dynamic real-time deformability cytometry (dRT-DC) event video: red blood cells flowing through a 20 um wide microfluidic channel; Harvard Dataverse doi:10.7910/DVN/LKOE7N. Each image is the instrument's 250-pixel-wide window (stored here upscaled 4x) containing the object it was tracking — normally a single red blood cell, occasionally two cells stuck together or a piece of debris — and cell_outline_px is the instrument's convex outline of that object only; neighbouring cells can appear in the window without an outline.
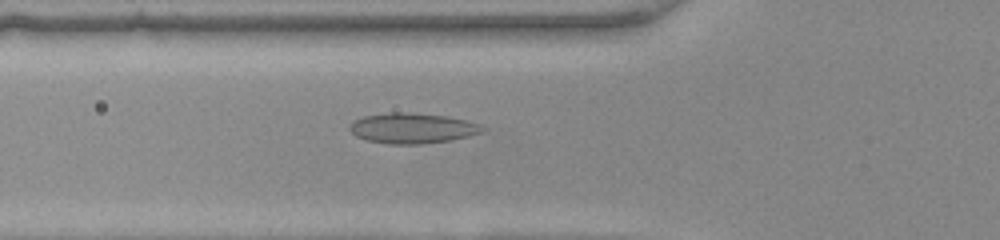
{"species": "common noctule bat (a hibernating species)", "species_latin": "Nyctalus noctula", "temperature_condition": "warm", "stored_images_in_passage": 39, "camera_frame_rate_fps": 3000, "um_per_image_px": 0.085, "animal": {"sex": "female", "body_mass_g": 22.0, "forearm_length_mm": 56.7}, "frame": {"image": 1, "passage_image": 9, "time_ms": 2.667, "image_size_px": [1000, 240], "cell_outline_px": [[484, 132], [468, 136], [448, 140], [420, 144], [388, 144], [368, 140], [356, 136], [348, 128], [348, 124], [364, 116], [388, 112], [412, 112], [448, 116], [468, 120], [480, 124], [484, 128]], "centroid_in_image_um": [35.06, 10.88], "position_along_channel_um": 90.7, "area_um2": 23.58}}
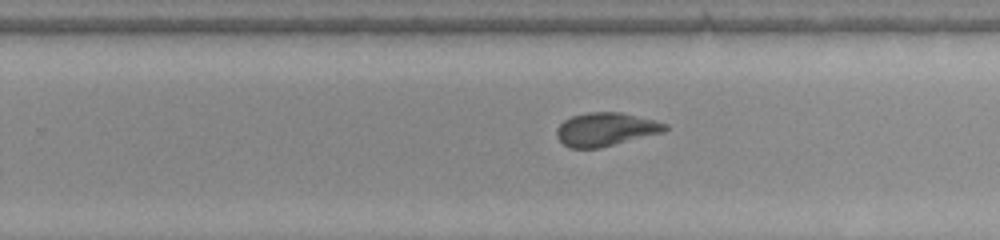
{"frame": {"image": 2, "passage_image": 22, "time_ms": 7.0, "image_size_px": [1000, 240], "cell_outline_px": [[668, 128], [664, 132], [600, 148], [568, 148], [556, 136], [556, 128], [564, 120], [572, 116], [588, 112], [620, 112], [656, 120], [668, 124]], "centroid_in_image_um": [51.49, 10.99], "position_along_channel_um": 278.3, "area_um2": 21.21}}
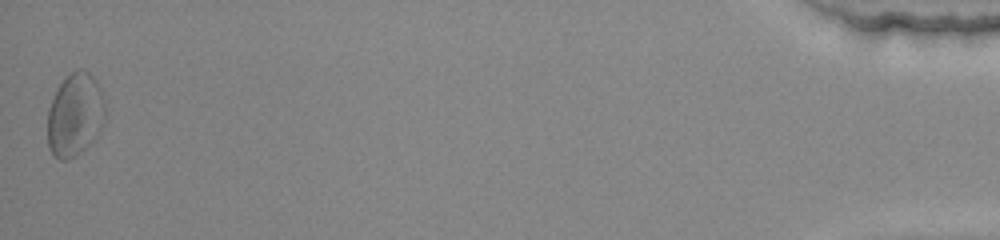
{"frame": {"image": 3, "passage_image": 39, "time_ms": 12.667, "image_size_px": [1000, 240], "cell_outline_px": [[104, 120], [96, 136], [76, 156], [68, 160], [60, 160], [48, 148], [48, 108], [60, 84], [72, 72], [80, 68], [88, 72], [96, 80], [100, 88], [104, 100]], "centroid_in_image_um": [6.37, 9.76], "position_along_channel_um": 428.8, "area_um2": 27.51}}